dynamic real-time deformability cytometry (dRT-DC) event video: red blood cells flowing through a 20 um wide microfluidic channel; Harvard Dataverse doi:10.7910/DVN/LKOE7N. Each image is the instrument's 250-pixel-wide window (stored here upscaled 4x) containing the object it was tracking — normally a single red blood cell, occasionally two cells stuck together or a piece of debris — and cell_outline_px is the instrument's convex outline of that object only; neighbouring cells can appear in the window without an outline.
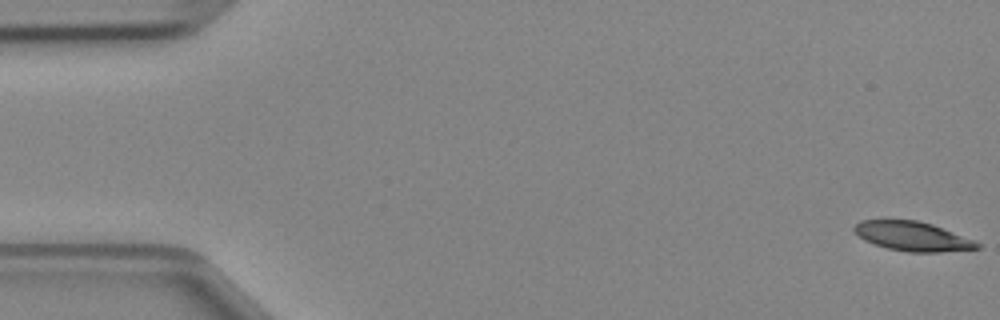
{"species": "Egyptian fruit bat (a non-hibernating species)", "species_latin": "Rousettus aegyptiacus", "temperature_condition": "cold", "stored_images_in_passage": 49, "camera_frame_rate_fps": 3000, "um_per_image_px": 0.085, "animal": {"sex": "female"}, "frame": {"image": 1, "passage_image": 1, "time_ms": 0.0, "image_size_px": [1000, 320], "cell_outline_px": [[980, 248], [940, 252], [908, 252], [888, 248], [864, 240], [852, 228], [860, 220], [916, 220], [932, 224], [976, 240], [980, 244]], "centroid_in_image_um": [77.6, 20.08], "position_along_channel_um": 7.4, "area_um2": 20.87}}
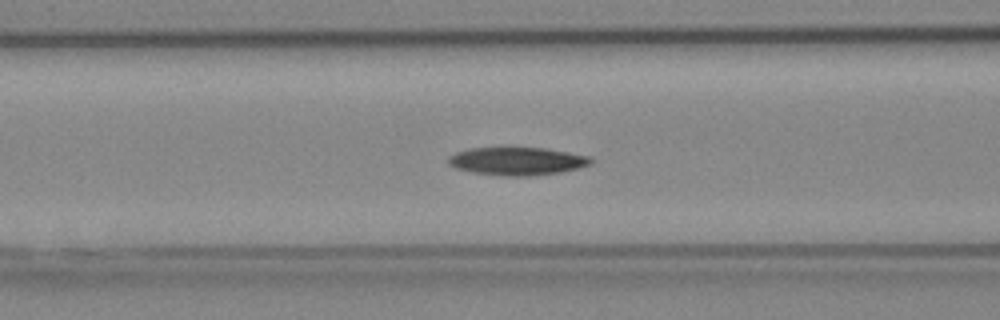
{"frame": {"image": 2, "passage_image": 19, "time_ms": 6.0, "image_size_px": [1000, 320], "cell_outline_px": [[592, 164], [560, 172], [528, 176], [508, 176], [472, 172], [456, 168], [448, 164], [448, 156], [456, 152], [468, 148], [544, 148], [592, 156]], "centroid_in_image_um": [43.95, 13.69], "position_along_channel_um": 122.6, "area_um2": 23.12}}
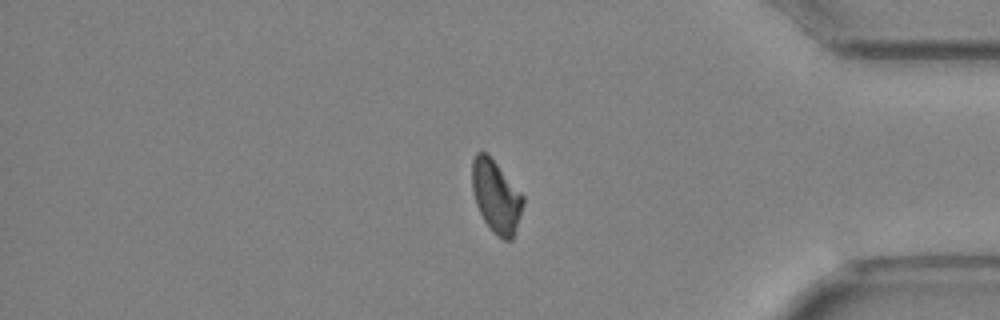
{"frame": {"image": 3, "passage_image": 40, "time_ms": 13.0, "image_size_px": [1000, 320], "cell_outline_px": [[524, 204], [512, 240], [504, 240], [496, 236], [492, 232], [484, 220], [476, 204], [472, 188], [472, 160], [476, 152], [484, 152], [496, 164], [524, 196]], "centroid_in_image_um": [42.16, 16.74], "position_along_channel_um": 393.0, "area_um2": 21.21}}